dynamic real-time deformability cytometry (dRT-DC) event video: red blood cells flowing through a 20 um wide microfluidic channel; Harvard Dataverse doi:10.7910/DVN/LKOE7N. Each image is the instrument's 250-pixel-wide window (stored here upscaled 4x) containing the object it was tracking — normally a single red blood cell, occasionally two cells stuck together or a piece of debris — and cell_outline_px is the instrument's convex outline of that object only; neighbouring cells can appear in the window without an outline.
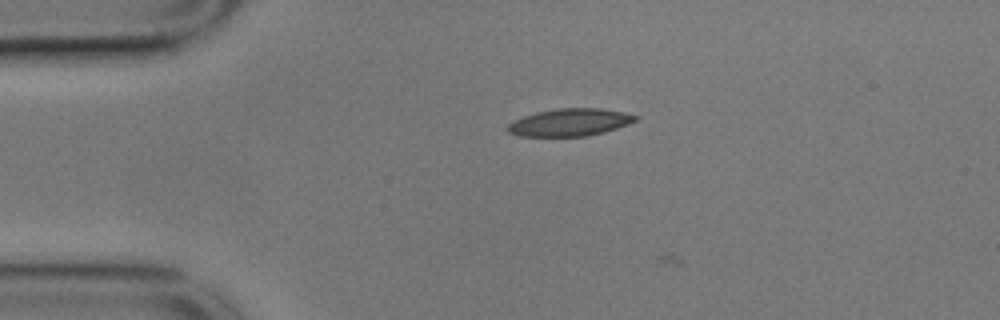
{"species": "common noctule bat (a hibernating species)", "species_latin": "Nyctalus noctula", "temperature_condition": "cold", "stored_images_in_passage": 8, "camera_frame_rate_fps": 3000, "um_per_image_px": 0.085, "animal": {"sex": "male", "body_mass_g": 17.9}, "frame": {"image": 1, "passage_image": 7, "time_ms": 2.0, "image_size_px": [1000, 320], "cell_outline_px": [[640, 116], [636, 120], [628, 124], [604, 132], [588, 136], [520, 136], [508, 132], [504, 128], [508, 124], [524, 116], [536, 112], [556, 108], [600, 108], [624, 112]], "centroid_in_image_um": [48.43, 10.39], "position_along_channel_um": 36.6, "area_um2": 20.46}}